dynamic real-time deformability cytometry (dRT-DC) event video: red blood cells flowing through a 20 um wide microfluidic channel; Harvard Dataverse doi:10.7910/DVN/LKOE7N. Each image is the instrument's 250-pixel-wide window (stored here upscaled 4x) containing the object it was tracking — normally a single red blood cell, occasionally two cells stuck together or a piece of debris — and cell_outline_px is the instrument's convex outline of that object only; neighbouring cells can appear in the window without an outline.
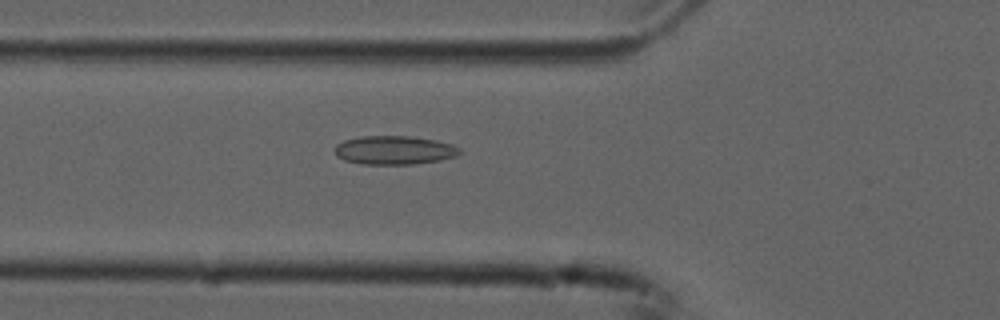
{"species": "common noctule bat (a hibernating species)", "species_latin": "Nyctalus noctula", "temperature_condition": "cold", "stored_images_in_passage": 38, "camera_frame_rate_fps": 3000, "um_per_image_px": 0.085, "animal": {"sex": "male", "forearm_length_mm": 52.5}, "frame": {"image": 1, "passage_image": 3, "time_ms": 0.667, "image_size_px": [1000, 320], "cell_outline_px": [[460, 152], [456, 156], [436, 160], [412, 164], [364, 164], [344, 160], [336, 156], [336, 144], [344, 140], [360, 136], [412, 136], [436, 140], [452, 144], [460, 148]], "centroid_in_image_um": [33.5, 12.75], "position_along_channel_um": 92.3, "area_um2": 20.75}}
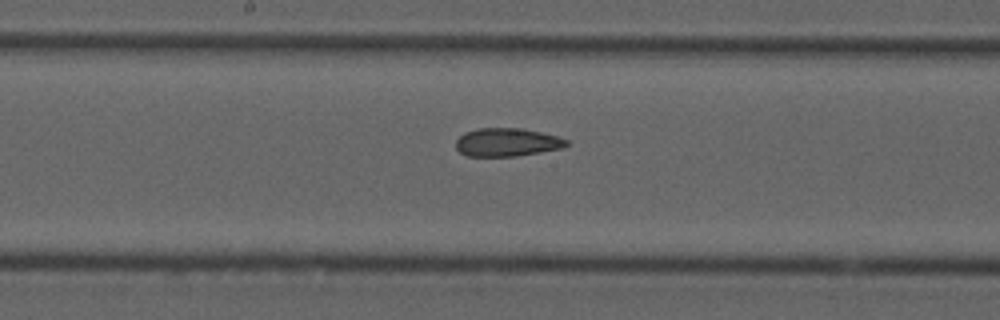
{"frame": {"image": 2, "passage_image": 12, "time_ms": 3.667, "image_size_px": [1000, 320], "cell_outline_px": [[568, 144], [564, 148], [516, 156], [468, 156], [460, 152], [456, 148], [456, 140], [464, 132], [476, 128], [520, 128], [540, 132], [556, 136], [568, 140]], "centroid_in_image_um": [43.08, 12.09], "position_along_channel_um": 205.1, "area_um2": 18.21}}
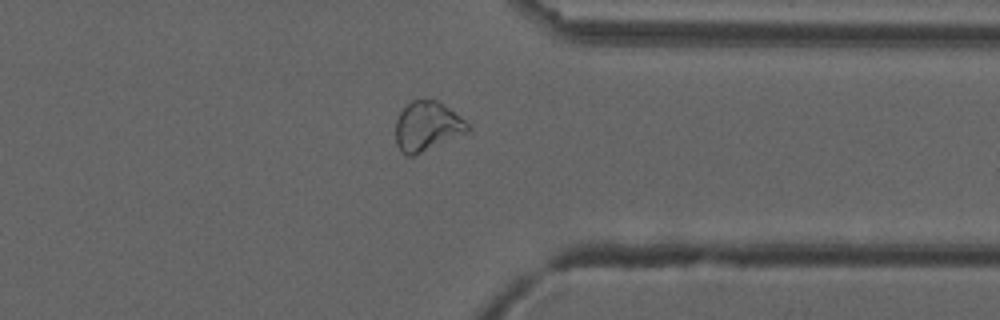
{"frame": {"image": 3, "passage_image": 26, "time_ms": 8.333, "image_size_px": [1000, 320], "cell_outline_px": [[468, 128], [464, 132], [412, 156], [408, 156], [400, 152], [396, 144], [396, 120], [400, 112], [412, 100], [436, 100], [448, 108], [464, 120], [468, 124]], "centroid_in_image_um": [36.22, 10.73], "position_along_channel_um": 375.2, "area_um2": 19.94}, "authors_computed_cell_mechanics": {"area_um2": 19.3919, "velocity_mm_per_s": 3.7396, "shape_relaxation_time_tau1_ms": null, "shape_relaxation_time_tau2_ms": 3.7868, "deformation_change_tau1": null, "deformation_change_tau2": 0.1053}}